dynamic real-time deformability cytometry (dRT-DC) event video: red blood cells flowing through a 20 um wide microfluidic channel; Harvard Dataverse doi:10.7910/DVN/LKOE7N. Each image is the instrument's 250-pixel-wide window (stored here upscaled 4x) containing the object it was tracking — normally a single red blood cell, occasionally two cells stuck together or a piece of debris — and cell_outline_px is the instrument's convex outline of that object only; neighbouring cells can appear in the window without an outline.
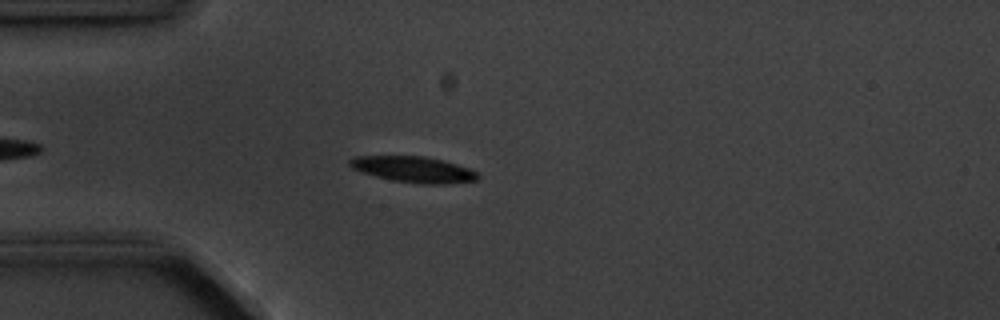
{"species": "common noctule bat (a hibernating species)", "species_latin": "Nyctalus noctula", "temperature_condition": "cold", "stored_images_in_passage": 4, "camera_frame_rate_fps": 3000, "um_per_image_px": 0.085, "animal": {"sex": "male", "body_mass_g": 20.1, "forearm_length_mm": 53.5}, "frame": {"image": 1, "passage_image": 4, "time_ms": 3.333, "image_size_px": [1000, 320], "cell_outline_px": [[480, 176], [476, 180], [444, 184], [424, 184], [392, 180], [376, 176], [352, 168], [348, 164], [348, 160], [356, 156], [424, 156], [444, 160], [468, 168], [476, 172]], "centroid_in_image_um": [35.15, 14.39], "position_along_channel_um": 49.8, "area_um2": 19.19}}